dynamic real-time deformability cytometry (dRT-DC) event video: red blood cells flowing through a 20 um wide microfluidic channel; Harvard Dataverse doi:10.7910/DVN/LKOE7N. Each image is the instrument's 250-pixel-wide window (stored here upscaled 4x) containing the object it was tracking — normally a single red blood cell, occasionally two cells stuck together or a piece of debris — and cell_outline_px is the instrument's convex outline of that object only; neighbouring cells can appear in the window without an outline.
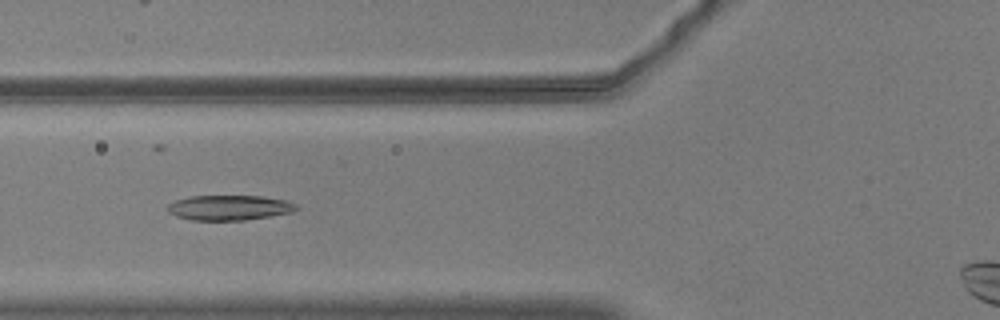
{"species": "common noctule bat (a hibernating species)", "species_latin": "Nyctalus noctula", "temperature_condition": "warm", "stored_images_in_passage": 53, "camera_frame_rate_fps": 3000, "um_per_image_px": 0.085, "animal": {"sex": "male", "body_mass_g": 20.5, "forearm_length_mm": 52.5}, "frame": {"image": 1, "passage_image": 23, "time_ms": 7.333, "image_size_px": [1000, 320], "cell_outline_px": [[300, 208], [292, 212], [272, 216], [244, 220], [192, 220], [176, 216], [168, 212], [168, 204], [176, 200], [192, 196], [264, 196], [284, 200], [296, 204]], "centroid_in_image_um": [19.51, 17.65], "position_along_channel_um": 106.3, "area_um2": 18.79}}
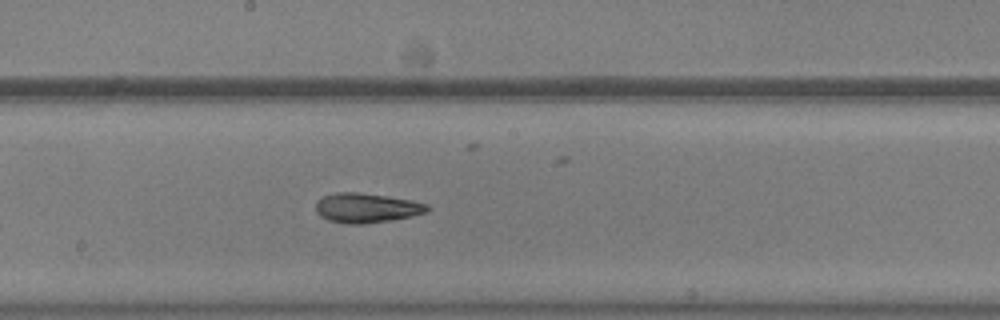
{"frame": {"image": 2, "passage_image": 32, "time_ms": 10.333, "image_size_px": [1000, 320], "cell_outline_px": [[432, 208], [424, 212], [412, 216], [392, 220], [364, 224], [344, 224], [328, 220], [320, 216], [316, 212], [316, 200], [324, 196], [336, 192], [356, 192], [388, 196], [412, 200], [428, 204]], "centroid_in_image_um": [31.14, 17.67], "position_along_channel_um": 217.1, "area_um2": 19.42}}
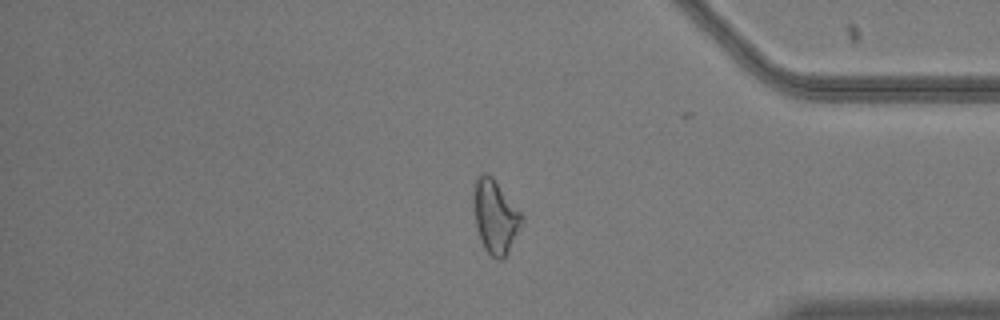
{"frame": {"image": 3, "passage_image": 48, "time_ms": 15.667, "image_size_px": [1000, 320], "cell_outline_px": [[524, 220], [508, 252], [500, 260], [496, 260], [484, 248], [480, 240], [476, 224], [472, 204], [472, 192], [476, 180], [480, 172], [488, 172], [492, 176], [524, 216]], "centroid_in_image_um": [42.07, 18.37], "position_along_channel_um": 393.1, "area_um2": 20.81}}